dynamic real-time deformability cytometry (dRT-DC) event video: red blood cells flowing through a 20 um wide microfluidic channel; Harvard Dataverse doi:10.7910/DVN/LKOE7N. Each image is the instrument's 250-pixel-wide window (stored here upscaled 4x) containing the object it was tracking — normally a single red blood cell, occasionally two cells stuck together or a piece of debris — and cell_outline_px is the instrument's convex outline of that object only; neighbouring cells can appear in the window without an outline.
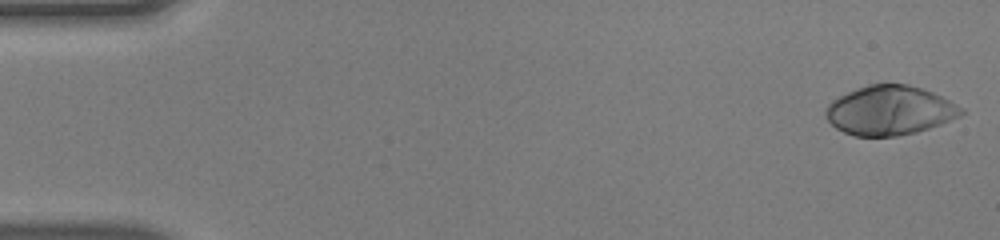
{"species": "human", "species_latin": "Homo sapiens", "temperature_condition": "warm", "stored_images_in_passage": 48, "camera_frame_rate_fps": 3000, "um_per_image_px": 0.085, "donor": {"sex": "male"}, "frame": {"image": 1, "passage_image": 1, "time_ms": 0.0, "image_size_px": [1000, 240], "cell_outline_px": [[964, 112], [960, 116], [940, 124], [916, 132], [896, 136], [856, 136], [844, 132], [836, 128], [828, 120], [824, 112], [828, 104], [832, 100], [856, 88], [868, 84], [908, 84], [932, 92], [964, 108]], "centroid_in_image_um": [75.61, 9.38], "position_along_channel_um": 9.4, "area_um2": 38.67}}
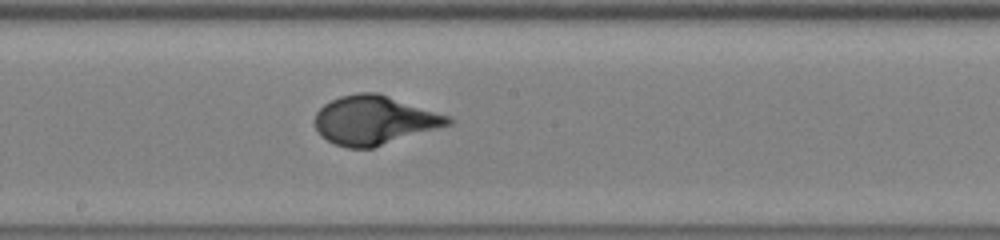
{"frame": {"image": 2, "passage_image": 27, "time_ms": 8.667, "image_size_px": [1000, 240], "cell_outline_px": [[452, 124], [372, 148], [348, 148], [336, 144], [328, 140], [316, 128], [316, 112], [324, 104], [340, 96], [360, 92], [376, 92], [452, 116]], "centroid_in_image_um": [31.86, 10.21], "position_along_channel_um": 216.3, "area_um2": 37.63}}
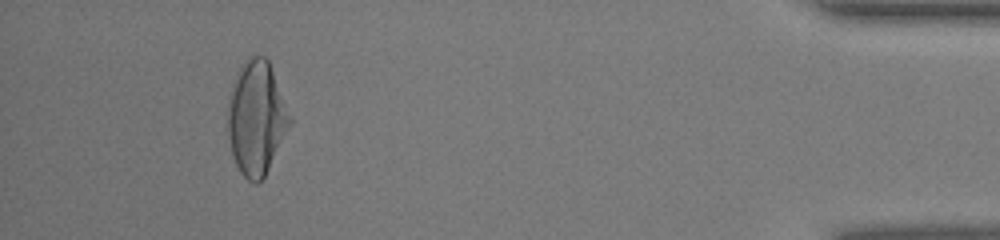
{"frame": {"image": 3, "passage_image": 46, "time_ms": 15.0, "image_size_px": [1000, 240], "cell_outline_px": [[292, 124], [264, 176], [256, 184], [248, 180], [240, 172], [232, 156], [228, 136], [228, 104], [240, 68], [244, 60], [248, 56], [264, 56], [268, 60], [292, 120]], "centroid_in_image_um": [21.8, 10.06], "position_along_channel_um": 413.4, "area_um2": 40.4}}